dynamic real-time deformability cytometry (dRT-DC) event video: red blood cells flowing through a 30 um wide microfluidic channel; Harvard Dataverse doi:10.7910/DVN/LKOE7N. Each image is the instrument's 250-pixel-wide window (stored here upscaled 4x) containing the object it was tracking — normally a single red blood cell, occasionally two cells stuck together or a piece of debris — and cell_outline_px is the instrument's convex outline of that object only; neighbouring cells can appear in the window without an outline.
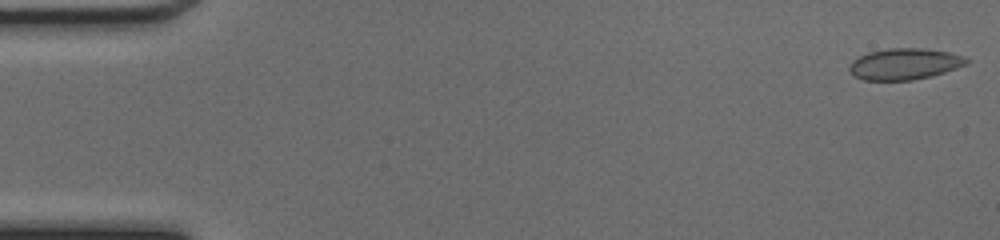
{"species": "common noctule bat (a hibernating species)", "species_latin": "Nyctalus noctula", "temperature_condition": "cold", "stored_images_in_passage": 48, "camera_frame_rate_fps": 3000, "um_per_image_px": 0.085, "animal": {"sex": "female", "body_mass_g": 17.0, "forearm_length_mm": 48.0}, "frame": {"image": 1, "passage_image": 1, "time_ms": 0.0, "image_size_px": [1000, 240], "cell_outline_px": [[972, 60], [968, 64], [932, 76], [912, 80], [864, 80], [852, 76], [848, 72], [848, 68], [852, 60], [868, 52], [888, 48], [920, 48], [948, 52], [964, 56]], "centroid_in_image_um": [76.87, 5.44], "position_along_channel_um": 8.1, "area_um2": 21.56}}
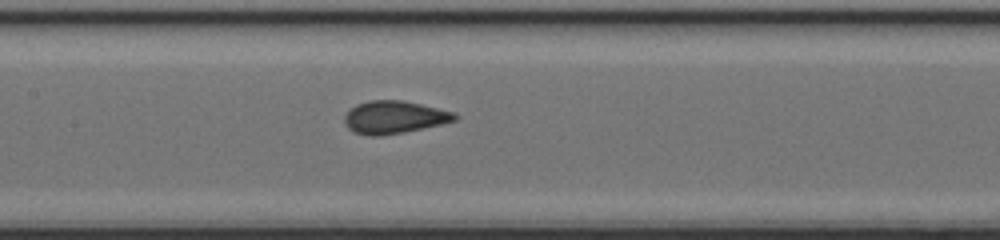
{"frame": {"image": 2, "passage_image": 23, "time_ms": 7.333, "image_size_px": [1000, 240], "cell_outline_px": [[460, 116], [456, 120], [424, 128], [404, 132], [380, 136], [368, 136], [352, 132], [344, 124], [344, 116], [356, 104], [368, 100], [400, 100], [420, 104], [452, 112]], "centroid_in_image_um": [33.46, 9.97], "position_along_channel_um": 173.9, "area_um2": 20.98}}
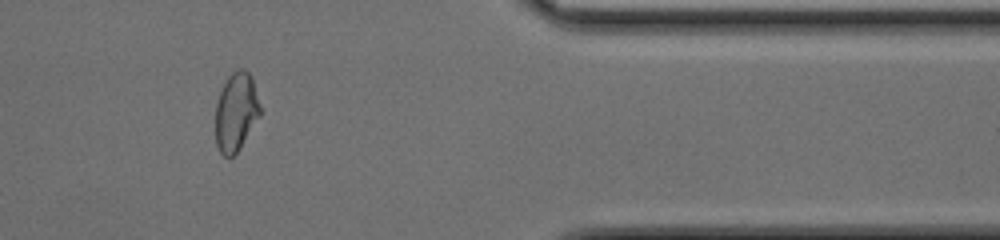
{"frame": {"image": 3, "passage_image": 40, "time_ms": 13.0, "image_size_px": [1000, 240], "cell_outline_px": [[260, 116], [240, 148], [232, 156], [224, 156], [220, 152], [216, 144], [216, 104], [224, 80], [236, 68], [244, 68], [252, 76], [260, 104]], "centroid_in_image_um": [20.07, 9.47], "position_along_channel_um": 391.3, "area_um2": 20.58}, "authors_computed_cell_mechanics": {"area_um2": 21.097, "velocity_mm_per_s": 4.2722, "shape_relaxation_time_tau1_ms": 7.4728, "shape_relaxation_time_tau2_ms": 0.5813, "deformation_change_tau1": 0.1386, "deformation_change_tau2": 0.0513}}